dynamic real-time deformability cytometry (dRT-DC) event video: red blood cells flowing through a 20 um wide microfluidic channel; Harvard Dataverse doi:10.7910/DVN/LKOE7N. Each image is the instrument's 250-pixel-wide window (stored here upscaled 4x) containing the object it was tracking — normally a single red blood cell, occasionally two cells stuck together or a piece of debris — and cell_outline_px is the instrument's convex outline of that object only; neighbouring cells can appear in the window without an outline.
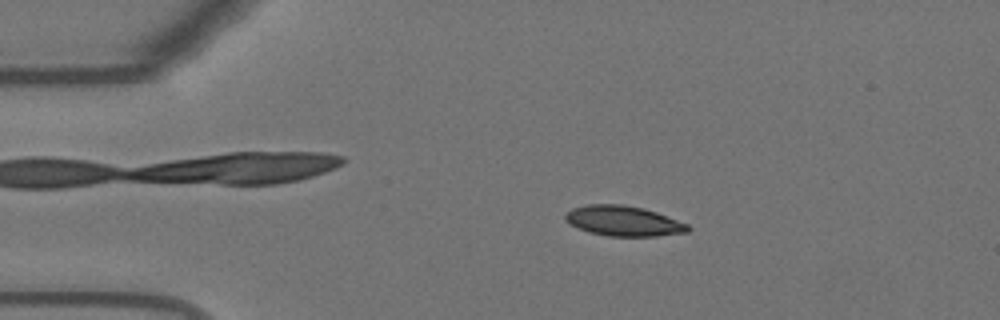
{"species": "Egyptian fruit bat (a non-hibernating species)", "species_latin": "Rousettus aegyptiacus", "temperature_condition": "warm", "stored_images_in_passage": 54, "camera_frame_rate_fps": 3000, "um_per_image_px": 0.085, "animal": {"sex": "female"}, "frame": {"image": 1, "passage_image": 10, "time_ms": 3.0, "image_size_px": [1000, 320], "cell_outline_px": [[692, 228], [688, 232], [656, 236], [608, 236], [588, 232], [572, 224], [564, 216], [572, 208], [588, 204], [624, 204], [644, 208], [656, 212], [688, 224]], "centroid_in_image_um": [53.04, 18.78], "position_along_channel_um": 32.0, "area_um2": 21.44}}
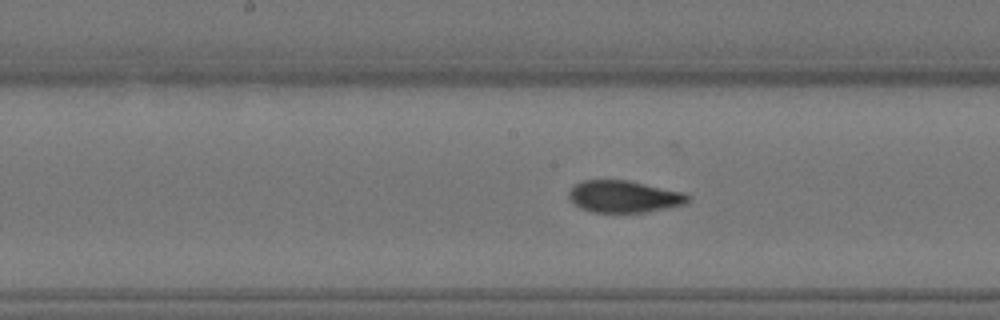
{"frame": {"image": 2, "passage_image": 27, "time_ms": 8.667, "image_size_px": [1000, 320], "cell_outline_px": [[688, 204], [648, 212], [592, 212], [580, 208], [568, 196], [568, 192], [576, 184], [584, 180], [628, 180], [684, 192], [688, 196]], "centroid_in_image_um": [53.07, 16.71], "position_along_channel_um": 195.1, "area_um2": 22.14}}
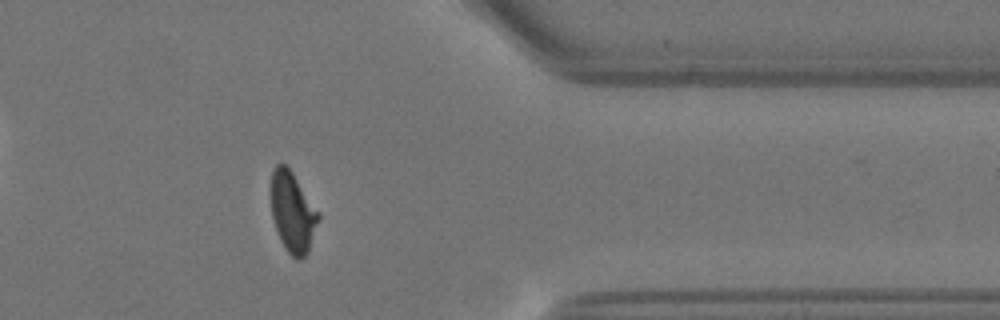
{"frame": {"image": 3, "passage_image": 44, "time_ms": 14.333, "image_size_px": [1000, 320], "cell_outline_px": [[320, 216], [308, 252], [300, 260], [296, 260], [288, 252], [280, 240], [272, 216], [272, 172], [276, 164], [284, 164], [292, 172], [320, 212]], "centroid_in_image_um": [24.9, 18.05], "position_along_channel_um": 386.5, "area_um2": 21.91}, "authors_computed_cell_mechanics": {"area_um2": 22.2241, "velocity_mm_per_s": 3.6714, "shape_relaxation_time_tau1_ms": 6.1252, "shape_relaxation_time_tau2_ms": 0.9687, "deformation_change_tau1": 0.209, "deformation_change_tau2": 0.0474}}